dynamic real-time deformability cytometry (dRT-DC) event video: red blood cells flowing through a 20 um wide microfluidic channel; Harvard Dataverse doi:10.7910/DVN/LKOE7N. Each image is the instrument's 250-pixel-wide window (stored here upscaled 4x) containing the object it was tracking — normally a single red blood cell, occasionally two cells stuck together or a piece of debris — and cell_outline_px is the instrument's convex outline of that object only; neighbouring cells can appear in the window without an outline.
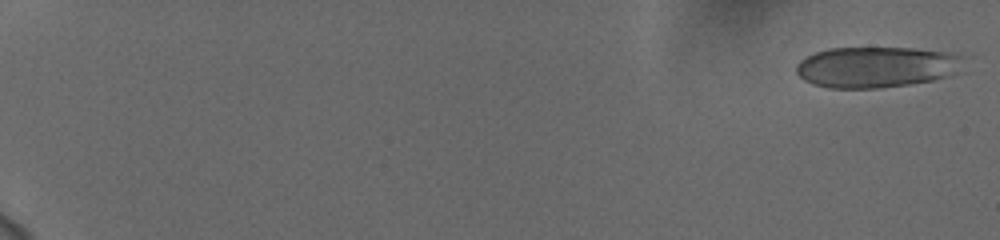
{"species": "human", "species_latin": "Homo sapiens", "temperature_condition": "cold", "stored_images_in_passage": 58, "camera_frame_rate_fps": 3000, "um_per_image_px": 0.085, "donor": {"sex": "female"}, "frame": {"image": 1, "passage_image": 2, "time_ms": 0.333, "image_size_px": [1000, 240], "cell_outline_px": [[960, 56], [944, 76], [932, 80], [908, 84], [880, 88], [828, 88], [812, 84], [804, 80], [796, 72], [796, 64], [800, 60], [816, 52], [828, 48], [912, 48], [940, 52]], "centroid_in_image_um": [74.23, 5.71], "position_along_channel_um": 10.8, "area_um2": 38.49}}
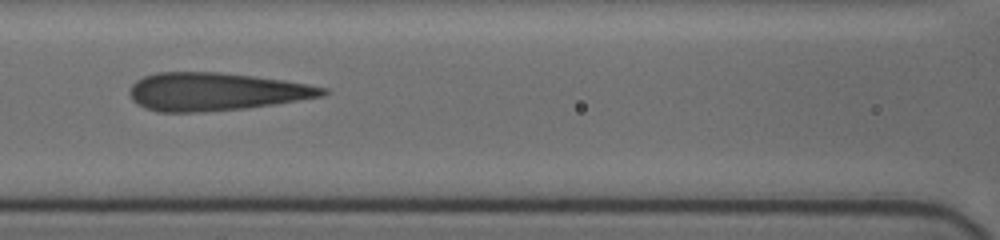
{"frame": {"image": 2, "passage_image": 30, "time_ms": 9.667, "image_size_px": [1000, 240], "cell_outline_px": [[332, 92], [324, 96], [272, 104], [244, 108], [196, 112], [156, 112], [144, 108], [132, 100], [128, 92], [132, 84], [136, 80], [144, 76], [156, 72], [220, 72], [256, 76], [284, 80], [308, 84], [328, 88]], "centroid_in_image_um": [18.33, 7.78], "position_along_channel_um": 148.3, "area_um2": 42.89}}
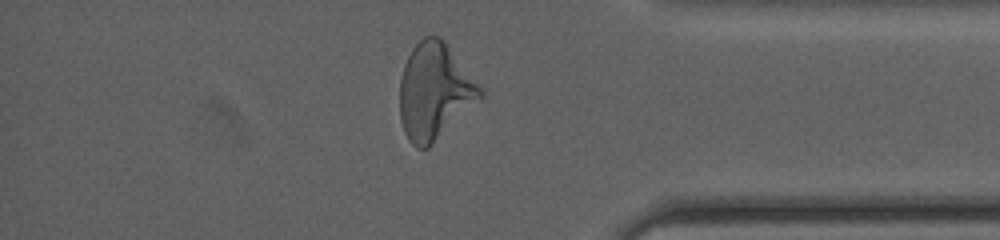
{"frame": {"image": 3, "passage_image": 51, "time_ms": 16.667, "image_size_px": [1000, 240], "cell_outline_px": [[484, 96], [428, 148], [416, 148], [408, 140], [404, 132], [400, 120], [400, 80], [404, 64], [412, 48], [424, 36], [440, 36], [444, 40], [484, 92]], "centroid_in_image_um": [36.91, 7.78], "position_along_channel_um": 398.3, "area_um2": 44.8}, "authors_computed_cell_mechanics": {"area_um2": 41.8183, "velocity_mm_per_s": 3.7544, "shape_relaxation_time_tau1_ms": 6.485, "shape_relaxation_time_tau2_ms": 0.9803, "deformation_change_tau1": 0.2032, "deformation_change_tau2": 0.0984}}